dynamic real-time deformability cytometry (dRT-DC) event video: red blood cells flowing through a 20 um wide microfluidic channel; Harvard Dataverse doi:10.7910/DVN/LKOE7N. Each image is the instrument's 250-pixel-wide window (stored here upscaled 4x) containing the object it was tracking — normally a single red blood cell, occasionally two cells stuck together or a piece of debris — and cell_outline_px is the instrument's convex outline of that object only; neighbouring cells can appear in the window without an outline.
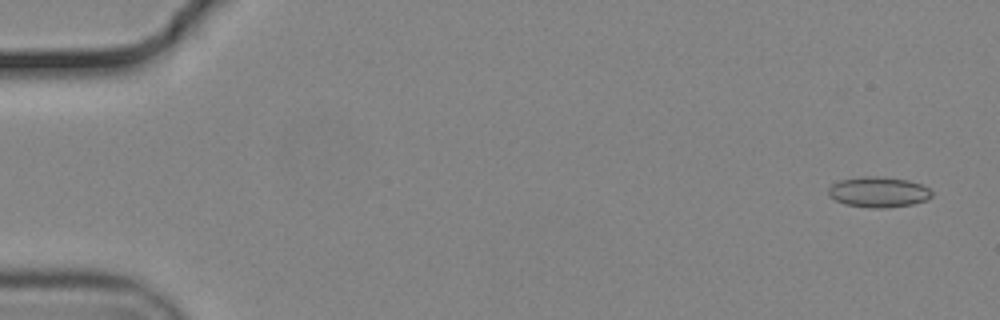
{"species": "common noctule bat (a hibernating species)", "species_latin": "Nyctalus noctula", "temperature_condition": "cold", "stored_images_in_passage": 22, "camera_frame_rate_fps": 3000, "um_per_image_px": 0.085, "animal": {"sex": "male", "body_mass_g": 19.2, "forearm_length_mm": 51.8}, "frame": {"image": 1, "passage_image": 3, "time_ms": 0.667, "image_size_px": [1000, 320], "cell_outline_px": [[932, 196], [924, 200], [912, 204], [884, 208], [868, 208], [844, 204], [828, 196], [828, 188], [832, 184], [840, 180], [864, 176], [876, 176], [908, 180], [920, 184], [928, 188], [932, 192]], "centroid_in_image_um": [74.63, 16.33], "position_along_channel_um": 10.4, "area_um2": 18.32}}
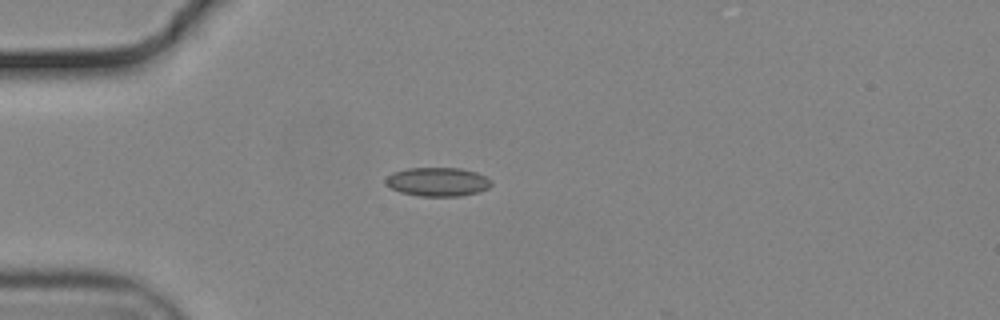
{"frame": {"image": 2, "passage_image": 16, "time_ms": 5.0, "image_size_px": [1000, 320], "cell_outline_px": [[492, 184], [488, 188], [480, 192], [460, 196], [420, 196], [400, 192], [384, 184], [384, 180], [392, 172], [408, 168], [460, 168], [476, 172], [492, 180]], "centroid_in_image_um": [37.2, 15.45], "position_along_channel_um": 47.8, "area_um2": 17.86}}
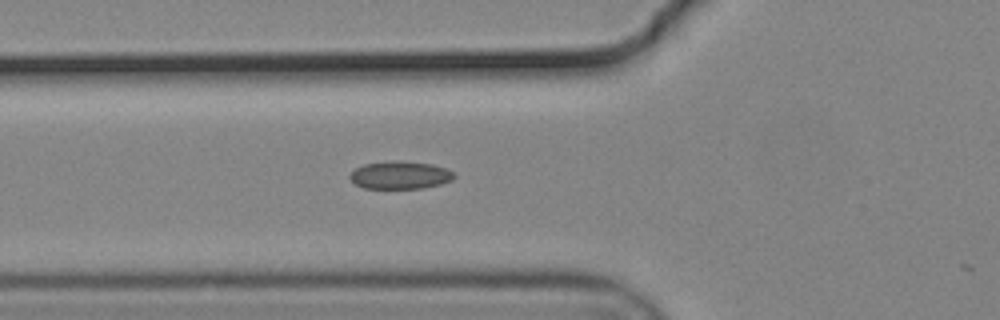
{"frame": {"image": 3, "passage_image": 21, "time_ms": 6.667, "image_size_px": [1000, 320], "cell_outline_px": [[456, 176], [452, 180], [440, 184], [424, 188], [364, 188], [356, 184], [348, 176], [356, 168], [364, 164], [400, 160], [432, 164], [444, 168], [452, 172]], "centroid_in_image_um": [34.02, 14.88], "position_along_channel_um": 91.8, "area_um2": 16.7}}